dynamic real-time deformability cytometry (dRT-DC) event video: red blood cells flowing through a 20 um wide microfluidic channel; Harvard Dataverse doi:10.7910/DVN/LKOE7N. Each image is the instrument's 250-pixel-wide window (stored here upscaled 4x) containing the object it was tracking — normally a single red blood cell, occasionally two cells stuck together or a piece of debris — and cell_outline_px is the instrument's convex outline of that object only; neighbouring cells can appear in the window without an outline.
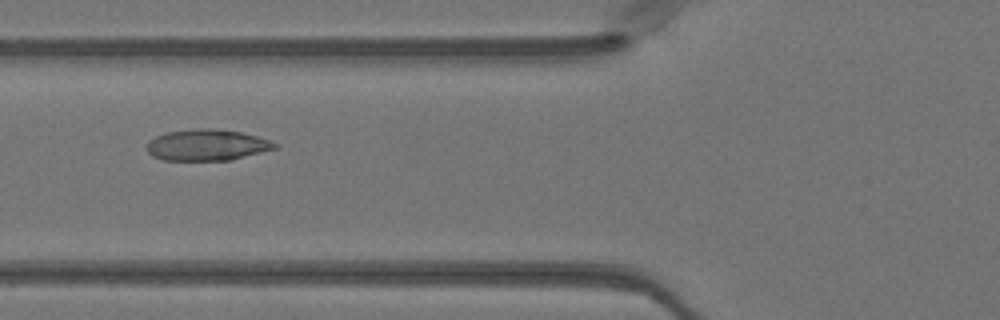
{"species": "Egyptian fruit bat (a non-hibernating species)", "species_latin": "Rousettus aegyptiacus", "temperature_condition": "warm", "stored_images_in_passage": 46, "camera_frame_rate_fps": 3000, "um_per_image_px": 0.085, "animal": {"sex": "female"}, "frame": {"image": 1, "passage_image": 15, "time_ms": 4.667, "image_size_px": [1000, 320], "cell_outline_px": [[280, 144], [276, 148], [228, 160], [164, 160], [152, 156], [144, 148], [144, 144], [148, 140], [156, 136], [168, 132], [200, 128], [208, 128], [240, 132], [256, 136]], "centroid_in_image_um": [17.52, 12.32], "position_along_channel_um": 108.3, "area_um2": 23.12}}
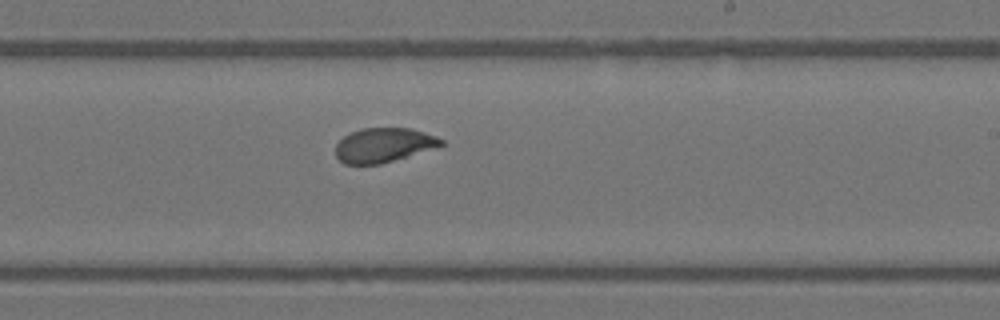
{"frame": {"image": 2, "passage_image": 26, "time_ms": 8.333, "image_size_px": [1000, 320], "cell_outline_px": [[444, 144], [380, 164], [344, 164], [336, 156], [336, 144], [344, 136], [352, 132], [364, 128], [408, 128], [424, 132], [436, 136], [444, 140]], "centroid_in_image_um": [32.57, 12.33], "position_along_channel_um": 256.4, "area_um2": 20.69}}
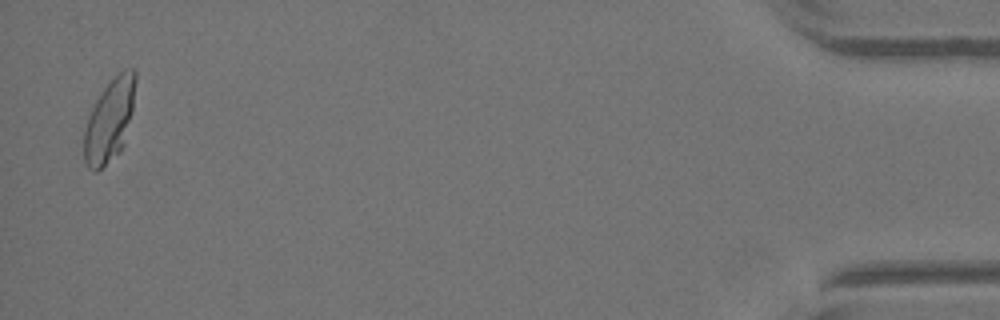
{"frame": {"image": 3, "passage_image": 45, "time_ms": 14.667, "image_size_px": [1000, 320], "cell_outline_px": [[136, 80], [132, 112], [124, 144], [120, 152], [96, 172], [92, 172], [88, 168], [84, 160], [84, 128], [88, 116], [96, 100], [104, 88], [124, 68], [132, 68], [136, 72]], "centroid_in_image_um": [9.31, 10.25], "position_along_channel_um": 425.9, "area_um2": 24.74}, "authors_computed_cell_mechanics": {"area_um2": 22.9466, "velocity_mm_per_s": 4.0358, "shape_relaxation_time_tau1_ms": 4.4608, "shape_relaxation_time_tau2_ms": 0.5453, "deformation_change_tau1": 0.1537, "deformation_change_tau2": 0.0502}}